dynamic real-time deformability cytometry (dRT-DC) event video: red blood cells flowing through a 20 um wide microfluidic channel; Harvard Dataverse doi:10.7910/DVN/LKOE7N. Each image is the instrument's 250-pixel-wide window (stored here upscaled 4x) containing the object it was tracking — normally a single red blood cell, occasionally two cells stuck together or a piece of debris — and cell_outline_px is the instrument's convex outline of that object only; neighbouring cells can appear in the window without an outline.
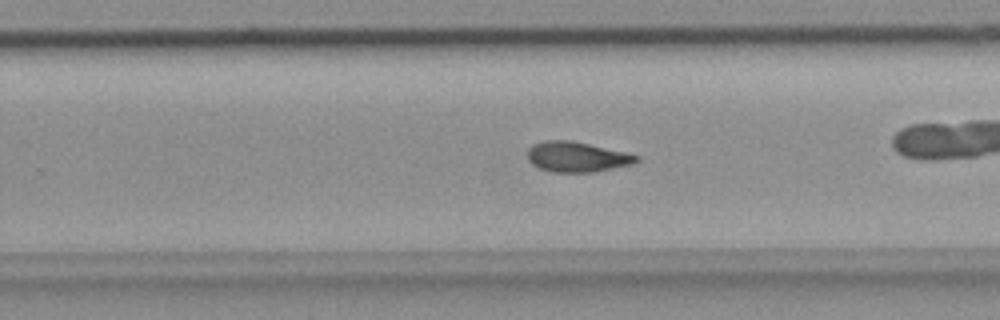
{"species": "common noctule bat (a hibernating species)", "species_latin": "Nyctalus noctula", "temperature_condition": "room temperature", "stored_images_in_passage": 51, "camera_frame_rate_fps": 3000, "um_per_image_px": 0.085, "animal": {"sex": "female", "body_mass_g": 18.4}, "frame": {"image": 1, "passage_image": 30, "time_ms": 9.667, "image_size_px": [1000, 320], "cell_outline_px": [[640, 160], [632, 164], [596, 172], [552, 172], [540, 168], [532, 164], [528, 160], [528, 148], [532, 144], [544, 140], [572, 140], [624, 152], [640, 156]], "centroid_in_image_um": [49.02, 13.33], "position_along_channel_um": 280.8, "area_um2": 19.25}, "authors_computed_cell_mechanics": {"area_um2": 19.2474, "velocity_mm_per_s": 3.6397, "shape_relaxation_time_tau1_ms": 6.9485, "shape_relaxation_time_tau2_ms": 6.0055, "deformation_change_tau1": 0.1641, "deformation_change_tau2": 0.1429}}